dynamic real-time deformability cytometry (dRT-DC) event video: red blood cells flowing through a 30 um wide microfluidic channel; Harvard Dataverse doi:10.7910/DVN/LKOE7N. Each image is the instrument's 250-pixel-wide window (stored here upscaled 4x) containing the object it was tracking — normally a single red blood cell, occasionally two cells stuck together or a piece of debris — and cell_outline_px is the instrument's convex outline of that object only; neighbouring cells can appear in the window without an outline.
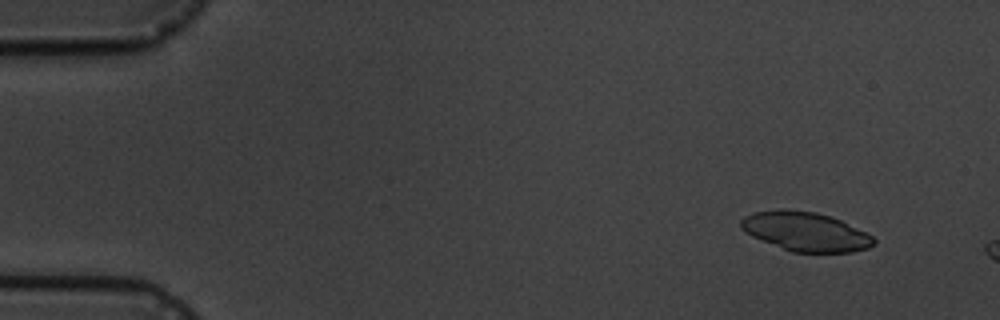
{"species": "common noctule bat (a hibernating species)", "species_latin": "Nyctalus noctula", "temperature_condition": "cold", "stored_images_in_passage": 4, "camera_frame_rate_fps": 3000, "um_per_image_px": 0.085, "animal": {"sex": "male", "body_mass_g": 19.5, "forearm_length_mm": 54.6}, "frame": {"image": 1, "passage_image": 1, "time_ms": 0.0, "image_size_px": [1000, 320], "cell_outline_px": [[876, 240], [868, 248], [852, 252], [792, 252], [752, 236], [744, 232], [740, 228], [740, 220], [744, 216], [756, 212], [780, 208], [816, 212], [832, 216], [872, 236]], "centroid_in_image_um": [68.43, 19.67], "position_along_channel_um": 16.6, "area_um2": 30.11}}